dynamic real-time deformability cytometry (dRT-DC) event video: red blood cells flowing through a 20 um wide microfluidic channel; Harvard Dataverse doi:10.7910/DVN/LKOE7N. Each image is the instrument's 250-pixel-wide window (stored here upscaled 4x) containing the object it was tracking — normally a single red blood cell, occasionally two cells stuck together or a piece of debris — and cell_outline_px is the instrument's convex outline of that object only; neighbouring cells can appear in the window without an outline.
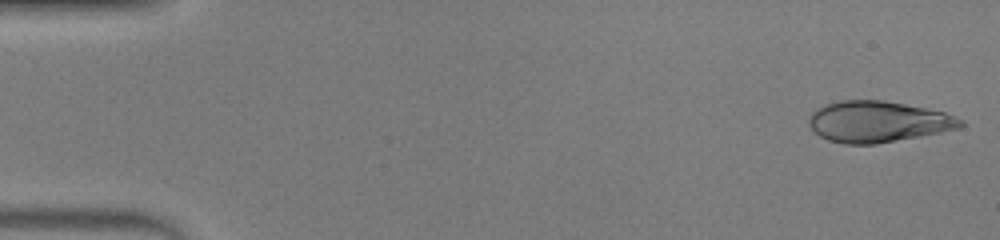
{"species": "human", "species_latin": "Homo sapiens", "temperature_condition": "warm", "stored_images_in_passage": 52, "camera_frame_rate_fps": 3000, "um_per_image_px": 0.085, "donor": {"sex": "male"}, "frame": {"image": 1, "passage_image": 1, "time_ms": 0.0, "image_size_px": [1000, 240], "cell_outline_px": [[964, 124], [960, 128], [940, 132], [876, 144], [844, 144], [828, 140], [820, 136], [808, 124], [808, 120], [812, 112], [816, 108], [824, 104], [840, 100], [884, 100], [944, 112], [964, 120]], "centroid_in_image_um": [74.6, 10.34], "position_along_channel_um": 10.4, "area_um2": 36.24}}
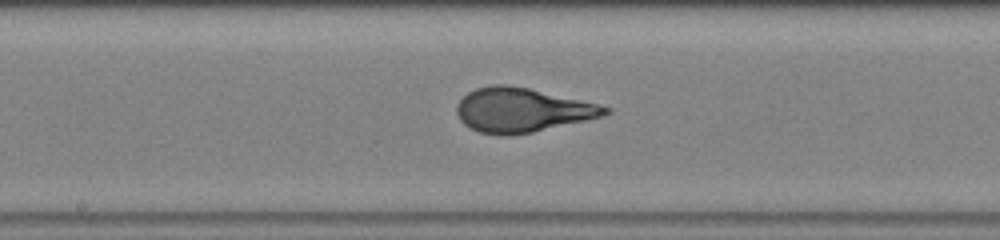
{"frame": {"image": 2, "passage_image": 27, "time_ms": 8.667, "image_size_px": [1000, 240], "cell_outline_px": [[612, 112], [604, 116], [532, 132], [504, 136], [480, 132], [464, 124], [460, 120], [456, 112], [456, 104], [468, 92], [476, 88], [492, 84], [508, 84], [528, 88], [596, 104], [612, 108]], "centroid_in_image_um": [44.34, 9.35], "position_along_channel_um": 203.9, "area_um2": 37.92}}
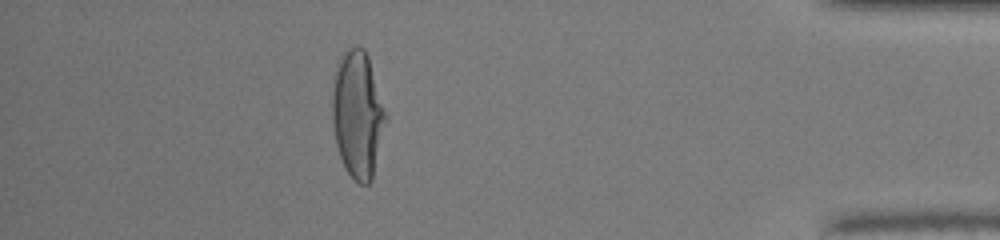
{"frame": {"image": 3, "passage_image": 46, "time_ms": 15.0, "image_size_px": [1000, 240], "cell_outline_px": [[388, 120], [372, 180], [368, 184], [360, 184], [344, 168], [336, 144], [332, 120], [332, 92], [336, 72], [340, 60], [344, 52], [348, 48], [356, 44], [364, 48], [368, 56], [388, 116]], "centroid_in_image_um": [30.43, 9.74], "position_along_channel_um": 404.8, "area_um2": 39.82}, "authors_computed_cell_mechanics": {"area_um2": 37.2521, "velocity_mm_per_s": 3.9055, "shape_relaxation_time_tau1_ms": 6.0873, "shape_relaxation_time_tau2_ms": null, "deformation_change_tau1": 0.2995, "deformation_change_tau2": null}}